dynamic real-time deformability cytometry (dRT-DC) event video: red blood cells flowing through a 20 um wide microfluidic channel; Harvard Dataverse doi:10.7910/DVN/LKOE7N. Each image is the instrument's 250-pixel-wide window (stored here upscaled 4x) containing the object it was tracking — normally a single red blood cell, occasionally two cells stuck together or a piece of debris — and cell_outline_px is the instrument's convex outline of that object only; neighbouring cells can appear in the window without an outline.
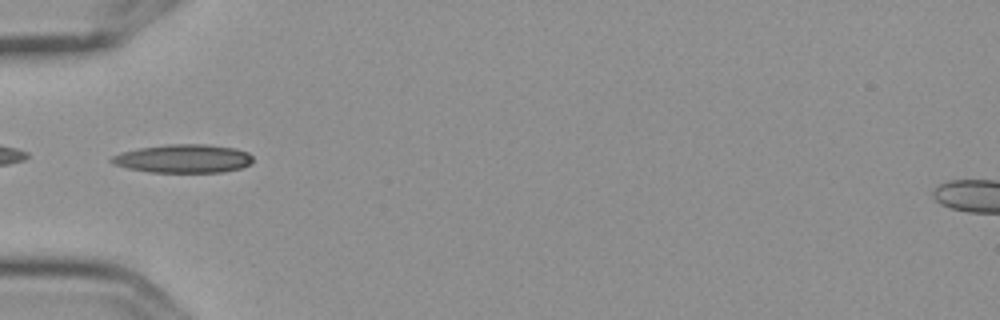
{"species": "Egyptian fruit bat (a non-hibernating species)", "species_latin": "Rousettus aegyptiacus", "temperature_condition": "cold", "stored_images_in_passage": 9, "camera_frame_rate_fps": 3000, "um_per_image_px": 0.085, "frame": {"image": 1, "passage_image": 4, "time_ms": 1.0, "image_size_px": [1000, 320], "cell_outline_px": [[252, 164], [240, 168], [224, 172], [148, 172], [128, 168], [116, 164], [108, 160], [112, 156], [120, 152], [140, 148], [168, 144], [208, 144], [236, 148], [248, 152], [252, 156]], "centroid_in_image_um": [15.61, 13.48], "position_along_channel_um": 69.4, "area_um2": 23.52}}
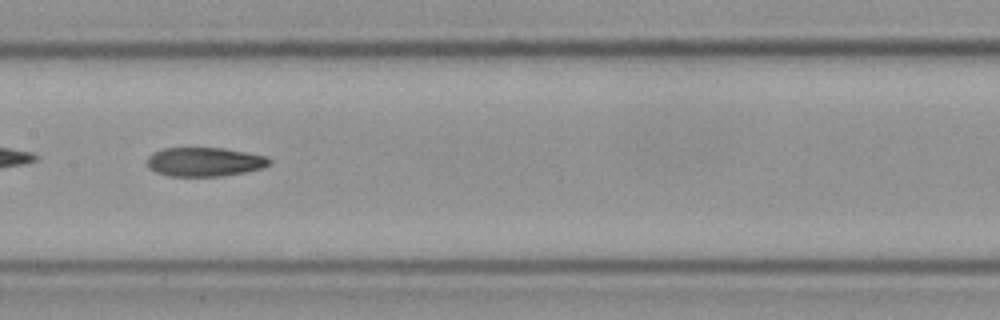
{"frame": {"image": 2, "passage_image": 7, "time_ms": 2.0, "image_size_px": [1000, 320], "cell_outline_px": [[272, 160], [264, 168], [244, 172], [220, 176], [168, 176], [156, 172], [148, 164], [148, 156], [152, 152], [164, 148], [224, 148], [264, 156]], "centroid_in_image_um": [17.38, 13.76], "position_along_channel_um": 190.0, "area_um2": 20.46}}
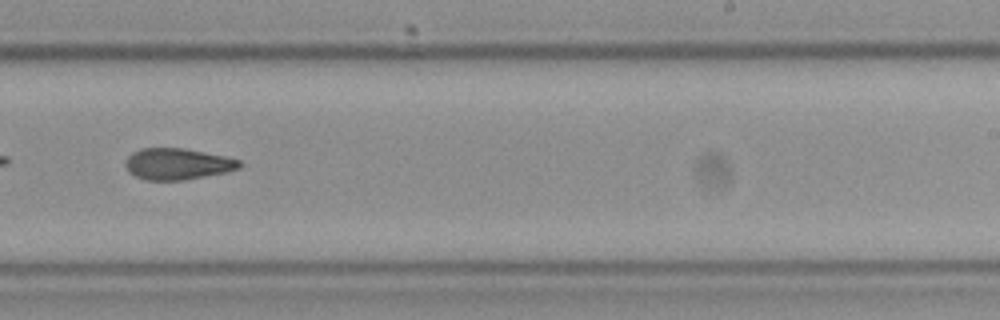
{"frame": {"image": 3, "passage_image": 9, "time_ms": 2.667, "image_size_px": [1000, 320], "cell_outline_px": [[244, 164], [240, 168], [224, 172], [184, 180], [144, 180], [128, 172], [124, 164], [128, 156], [132, 152], [140, 148], [184, 148], [224, 156], [240, 160]], "centroid_in_image_um": [15.06, 13.93], "position_along_channel_um": 273.9, "area_um2": 20.87}}